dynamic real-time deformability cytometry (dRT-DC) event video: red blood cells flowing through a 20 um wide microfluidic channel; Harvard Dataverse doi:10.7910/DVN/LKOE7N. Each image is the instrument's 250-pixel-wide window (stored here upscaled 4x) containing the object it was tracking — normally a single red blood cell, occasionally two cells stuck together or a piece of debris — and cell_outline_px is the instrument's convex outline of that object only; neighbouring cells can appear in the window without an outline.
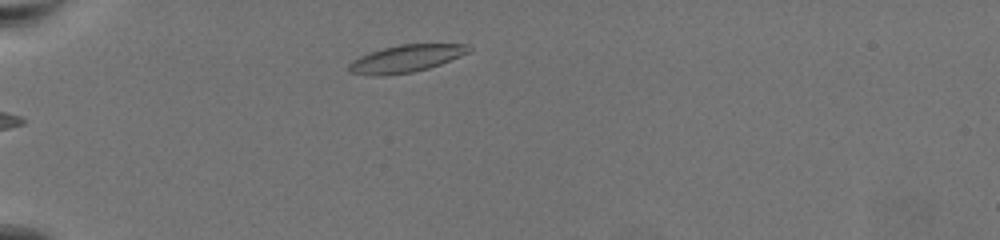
{"species": "common noctule bat (a hibernating species)", "species_latin": "Nyctalus noctula", "temperature_condition": "warm", "stored_images_in_passage": 22, "camera_frame_rate_fps": 3000, "um_per_image_px": 0.085, "animal": {"sex": "female", "body_mass_g": 19.5, "forearm_length_mm": 54.1}, "frame": {"image": 1, "passage_image": 1, "time_ms": 0.0, "image_size_px": [1000, 240], "cell_outline_px": [[472, 48], [468, 52], [460, 56], [440, 64], [428, 68], [412, 72], [384, 76], [372, 76], [348, 72], [348, 64], [360, 56], [384, 48], [400, 44], [468, 44]], "centroid_in_image_um": [34.49, 4.99], "position_along_channel_um": 50.5, "area_um2": 18.96}}